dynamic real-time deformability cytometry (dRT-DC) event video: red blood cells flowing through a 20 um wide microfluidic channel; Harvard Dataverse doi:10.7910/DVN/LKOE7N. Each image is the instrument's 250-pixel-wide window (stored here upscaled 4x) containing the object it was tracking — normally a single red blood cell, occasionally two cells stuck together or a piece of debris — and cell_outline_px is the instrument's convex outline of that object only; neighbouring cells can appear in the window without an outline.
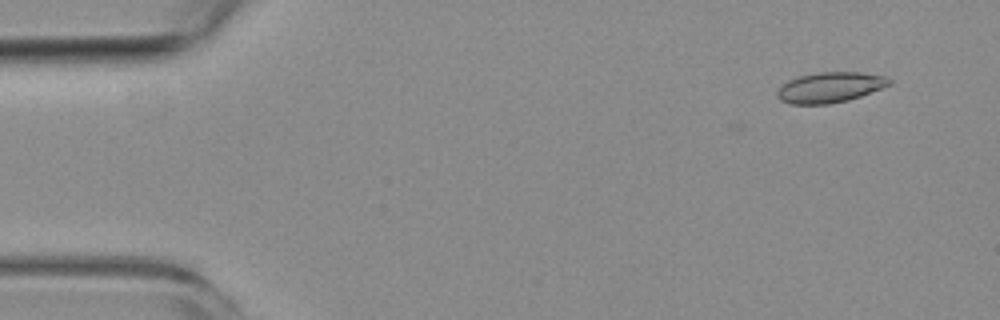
{"species": "common noctule bat (a hibernating species)", "species_latin": "Nyctalus noctula", "temperature_condition": "room temperature", "stored_images_in_passage": 5, "camera_frame_rate_fps": 3000, "um_per_image_px": 0.085, "animal": {"sex": "female", "body_mass_g": 19.3, "forearm_length_mm": 54.1}, "frame": {"image": 1, "passage_image": 1, "time_ms": 0.0, "image_size_px": [1000, 320], "cell_outline_px": [[892, 84], [860, 96], [848, 100], [828, 104], [788, 104], [780, 100], [776, 96], [776, 92], [788, 80], [800, 76], [820, 72], [860, 72], [884, 76], [892, 80]], "centroid_in_image_um": [70.54, 7.43], "position_along_channel_um": 14.5, "area_um2": 19.77}}
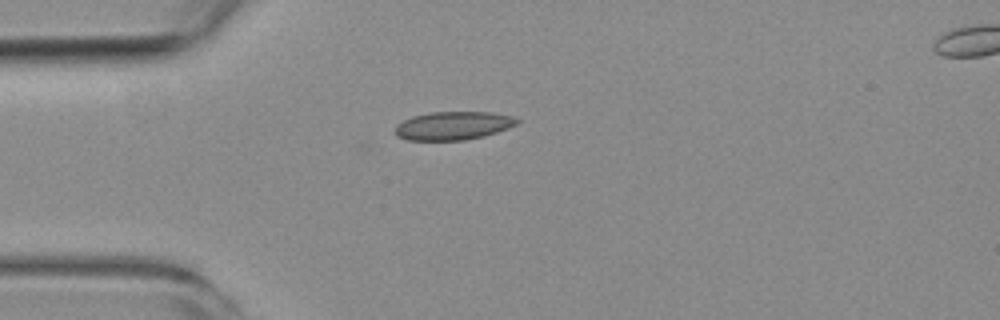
{"frame": {"image": 2, "passage_image": 4, "time_ms": 3.333, "image_size_px": [1000, 320], "cell_outline_px": [[520, 120], [516, 124], [508, 128], [484, 136], [464, 140], [408, 140], [396, 136], [396, 124], [412, 116], [432, 112], [492, 112], [512, 116]], "centroid_in_image_um": [38.52, 10.68], "position_along_channel_um": 46.5, "area_um2": 20.06}}